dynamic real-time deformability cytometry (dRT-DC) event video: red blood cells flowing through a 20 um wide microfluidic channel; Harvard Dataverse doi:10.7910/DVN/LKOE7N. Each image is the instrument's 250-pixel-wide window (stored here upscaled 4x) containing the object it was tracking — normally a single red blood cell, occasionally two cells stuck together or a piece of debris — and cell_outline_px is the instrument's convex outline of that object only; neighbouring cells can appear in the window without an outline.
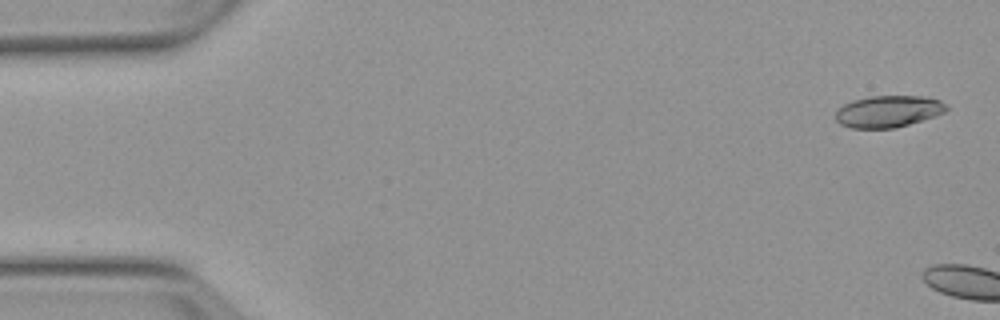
{"species": "Egyptian fruit bat (a non-hibernating species)", "species_latin": "Rousettus aegyptiacus", "temperature_condition": "warm", "stored_images_in_passage": 6, "segment_of_instrument_passage": [2, 2], "camera_frame_rate_fps": 3000, "um_per_image_px": 0.085, "animal": {"sex": "female"}, "frame": {"image": 1, "passage_image": 6, "time_ms": 6.0, "image_size_px": [1000, 320], "cell_outline_px": [[948, 108], [944, 112], [896, 128], [852, 128], [840, 124], [836, 120], [836, 112], [844, 104], [852, 100], [868, 96], [924, 96], [940, 100]], "centroid_in_image_um": [75.47, 9.46], "position_along_channel_um": 9.5, "area_um2": 20.29}}